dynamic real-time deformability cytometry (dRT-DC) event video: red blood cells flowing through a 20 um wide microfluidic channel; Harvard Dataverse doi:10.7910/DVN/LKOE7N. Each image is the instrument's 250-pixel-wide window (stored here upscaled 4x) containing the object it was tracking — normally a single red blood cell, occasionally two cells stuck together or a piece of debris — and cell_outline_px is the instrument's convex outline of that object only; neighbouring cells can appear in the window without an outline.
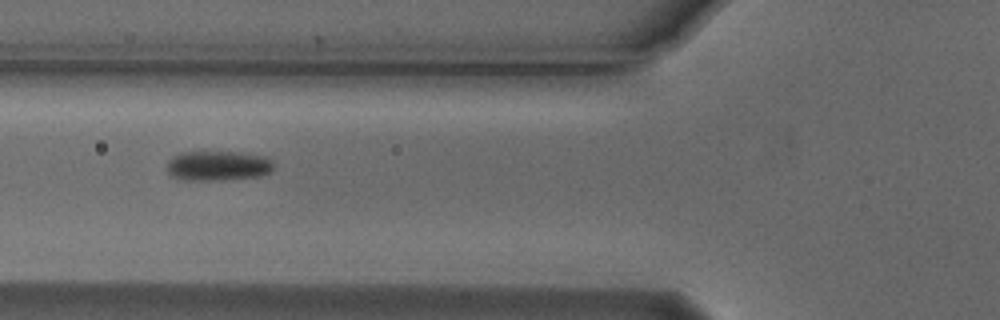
{"species": "Egyptian fruit bat (a non-hibernating species)", "species_latin": "Rousettus aegyptiacus", "temperature_condition": "cold", "stored_images_in_passage": 14, "camera_frame_rate_fps": 3000, "um_per_image_px": 0.085, "animal": {"sex": "male"}, "frame": {"image": 1, "passage_image": 5, "time_ms": 1.333, "image_size_px": [1000, 320], "cell_outline_px": [[272, 172], [260, 176], [224, 180], [184, 180], [172, 176], [168, 172], [168, 160], [172, 156], [180, 152], [240, 152], [268, 156], [272, 160]], "centroid_in_image_um": [18.55, 14.08], "position_along_channel_um": 107.2, "area_um2": 18.79}}
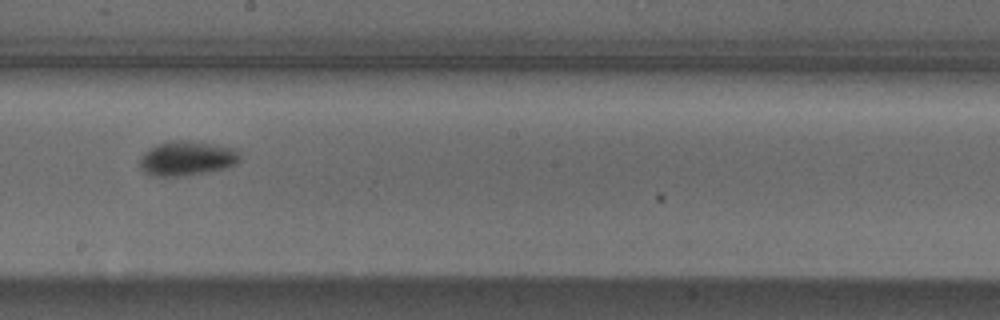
{"frame": {"image": 2, "passage_image": 8, "time_ms": 2.333, "image_size_px": [1000, 320], "cell_outline_px": [[240, 160], [236, 164], [224, 168], [208, 172], [180, 176], [156, 176], [144, 172], [140, 168], [140, 156], [148, 148], [156, 144], [168, 140], [184, 140], [236, 148], [240, 156]], "centroid_in_image_um": [15.86, 13.45], "position_along_channel_um": 232.3, "area_um2": 20.23}}
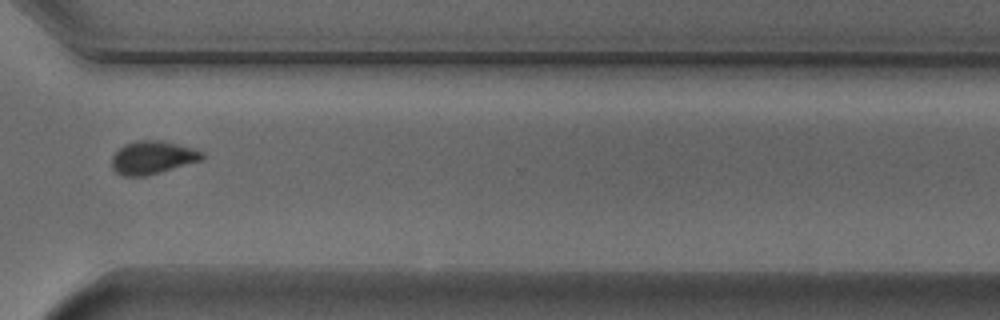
{"frame": {"image": 3, "passage_image": 11, "time_ms": 3.333, "image_size_px": [1000, 320], "cell_outline_px": [[204, 156], [200, 160], [148, 176], [124, 176], [116, 172], [112, 168], [112, 156], [124, 144], [136, 140], [160, 140], [192, 148], [204, 152]], "centroid_in_image_um": [12.94, 13.39], "position_along_channel_um": 357.7, "area_um2": 17.28}}